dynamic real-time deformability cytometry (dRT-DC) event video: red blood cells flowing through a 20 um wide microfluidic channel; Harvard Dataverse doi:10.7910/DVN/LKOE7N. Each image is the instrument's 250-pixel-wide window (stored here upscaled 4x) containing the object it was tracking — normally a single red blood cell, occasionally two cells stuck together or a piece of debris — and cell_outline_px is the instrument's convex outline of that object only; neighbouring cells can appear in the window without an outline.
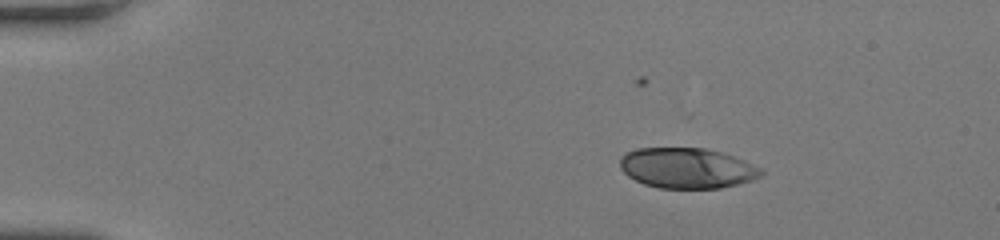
{"species": "human", "species_latin": "Homo sapiens", "temperature_condition": "room temperature", "stored_images_in_passage": 40, "camera_frame_rate_fps": 3000, "um_per_image_px": 0.085, "donor": {"sex": "female"}, "frame": {"image": 1, "passage_image": 1, "time_ms": 0.0, "image_size_px": [1000, 240], "cell_outline_px": [[764, 172], [760, 176], [752, 180], [720, 188], [660, 188], [644, 184], [628, 176], [620, 168], [620, 156], [636, 148], [704, 148], [720, 152], [744, 160], [764, 168]], "centroid_in_image_um": [58.4, 14.28], "position_along_channel_um": 26.6, "area_um2": 33.23}}
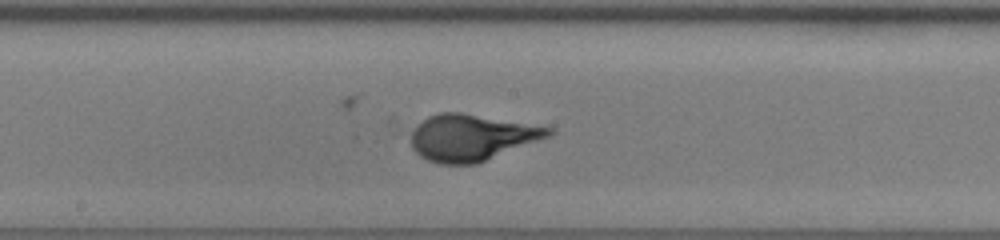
{"frame": {"image": 2, "passage_image": 23, "time_ms": 7.333, "image_size_px": [1000, 240], "cell_outline_px": [[556, 132], [548, 136], [476, 164], [440, 164], [428, 160], [420, 156], [412, 148], [412, 132], [428, 116], [440, 112], [460, 112], [552, 128]], "centroid_in_image_um": [40.05, 11.69], "position_along_channel_um": 208.1, "area_um2": 36.47}}
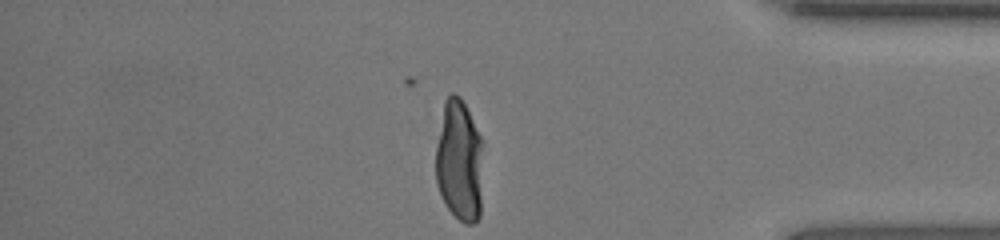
{"frame": {"image": 3, "passage_image": 40, "time_ms": 13.0, "image_size_px": [1000, 240], "cell_outline_px": [[480, 216], [472, 224], [464, 224], [448, 208], [440, 192], [436, 180], [436, 148], [444, 100], [448, 92], [452, 92], [460, 96], [480, 136]], "centroid_in_image_um": [39.0, 13.64], "position_along_channel_um": 396.2, "area_um2": 32.77}}